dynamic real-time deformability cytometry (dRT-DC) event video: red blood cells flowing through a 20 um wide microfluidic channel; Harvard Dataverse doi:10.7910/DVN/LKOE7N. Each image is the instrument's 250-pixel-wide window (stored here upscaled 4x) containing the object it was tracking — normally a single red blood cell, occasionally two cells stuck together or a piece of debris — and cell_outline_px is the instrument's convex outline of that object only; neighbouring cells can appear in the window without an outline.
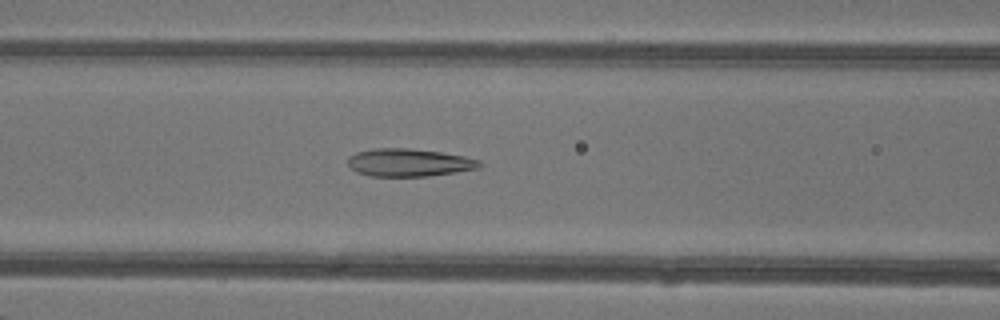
{"species": "common noctule bat (a hibernating species)", "species_latin": "Nyctalus noctula", "temperature_condition": "warm", "stored_images_in_passage": 47, "camera_frame_rate_fps": 3000, "um_per_image_px": 0.085, "animal": {"sex": "female"}, "frame": {"image": 1, "passage_image": 20, "time_ms": 6.333, "image_size_px": [1000, 320], "cell_outline_px": [[484, 164], [480, 168], [428, 176], [372, 176], [356, 172], [348, 168], [348, 156], [356, 152], [372, 148], [408, 148], [440, 152], [464, 156], [480, 160]], "centroid_in_image_um": [34.74, 13.81], "position_along_channel_um": 131.9, "area_um2": 21.5}}
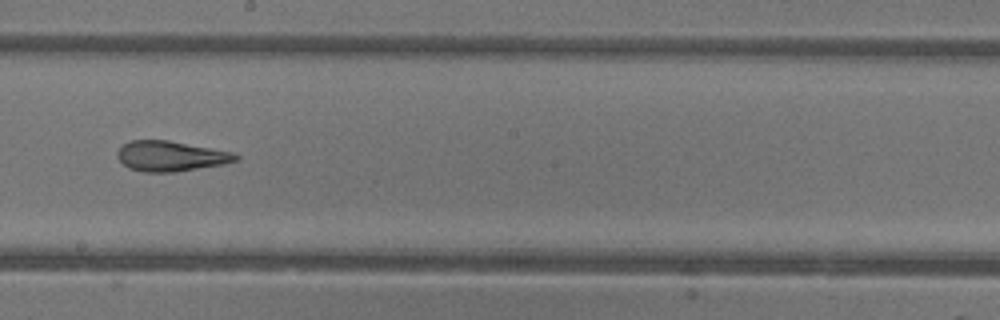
{"frame": {"image": 2, "passage_image": 27, "time_ms": 8.667, "image_size_px": [1000, 320], "cell_outline_px": [[240, 160], [224, 164], [172, 172], [144, 172], [128, 168], [116, 156], [116, 152], [128, 140], [168, 140], [232, 152], [240, 156]], "centroid_in_image_um": [14.5, 13.27], "position_along_channel_um": 233.7, "area_um2": 20.81}}
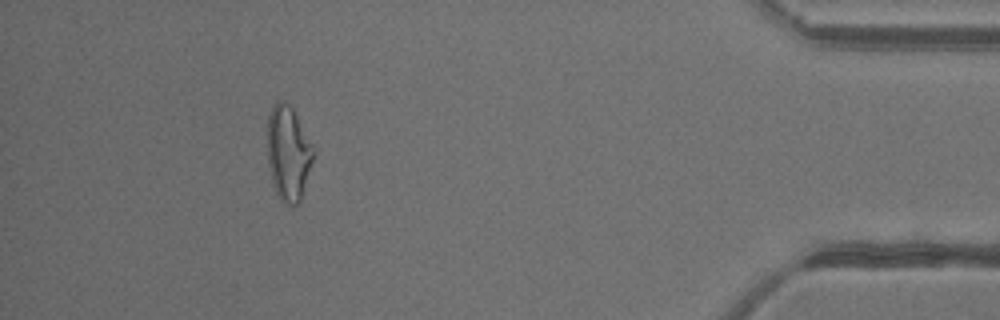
{"frame": {"image": 3, "passage_image": 43, "time_ms": 14.0, "image_size_px": [1000, 320], "cell_outline_px": [[316, 152], [300, 204], [292, 208], [284, 204], [276, 192], [272, 180], [268, 164], [268, 116], [276, 100], [284, 100], [292, 108], [312, 144]], "centroid_in_image_um": [24.53, 13.07], "position_along_channel_um": 410.7, "area_um2": 25.66}, "authors_computed_cell_mechanics": {"area_um2": 23.3512, "velocity_mm_per_s": 4.3701, "shape_relaxation_time_tau1_ms": null, "shape_relaxation_time_tau2_ms": 1.7632, "deformation_change_tau1": null, "deformation_change_tau2": 0.1046}}